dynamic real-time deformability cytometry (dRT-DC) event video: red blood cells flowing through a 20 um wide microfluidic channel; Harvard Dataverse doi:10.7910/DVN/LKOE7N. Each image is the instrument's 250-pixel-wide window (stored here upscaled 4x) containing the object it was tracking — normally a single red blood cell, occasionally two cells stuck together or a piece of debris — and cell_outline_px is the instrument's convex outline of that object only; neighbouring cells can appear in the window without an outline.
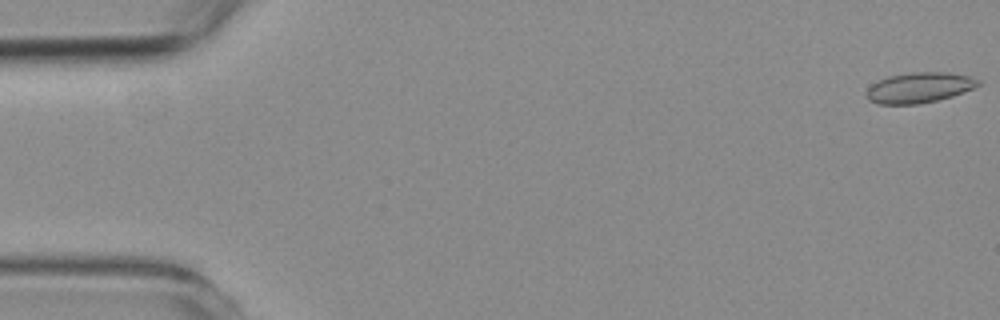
{"species": "common noctule bat (a hibernating species)", "species_latin": "Nyctalus noctula", "temperature_condition": "room temperature", "stored_images_in_passage": 58, "camera_frame_rate_fps": 3000, "um_per_image_px": 0.085, "animal": {"sex": "female", "body_mass_g": 19.3, "forearm_length_mm": 54.1}, "frame": {"image": 1, "passage_image": 1, "time_ms": 0.0, "image_size_px": [1000, 320], "cell_outline_px": [[980, 84], [972, 88], [952, 96], [920, 104], [880, 104], [868, 100], [864, 92], [876, 80], [888, 76], [908, 72], [948, 72], [972, 76], [980, 80]], "centroid_in_image_um": [78.1, 7.43], "position_along_channel_um": 6.9, "area_um2": 20.0}}
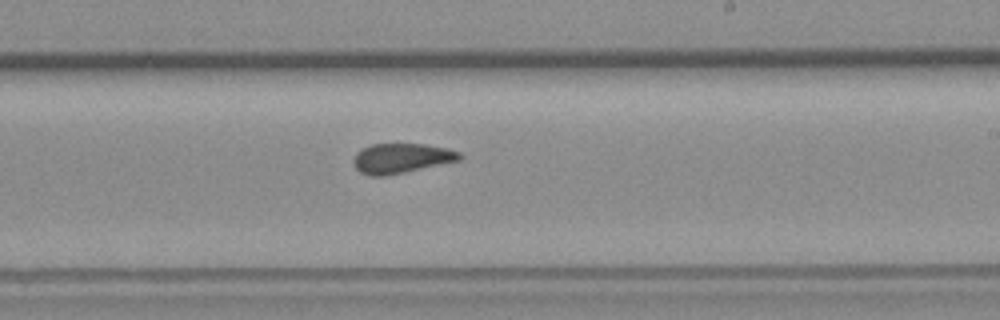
{"frame": {"image": 2, "passage_image": 34, "time_ms": 11.0, "image_size_px": [1000, 320], "cell_outline_px": [[464, 156], [460, 160], [404, 172], [384, 176], [372, 176], [360, 172], [352, 164], [352, 160], [356, 152], [360, 148], [372, 144], [424, 144], [448, 148], [460, 152]], "centroid_in_image_um": [34.09, 13.44], "position_along_channel_um": 254.9, "area_um2": 18.55}}
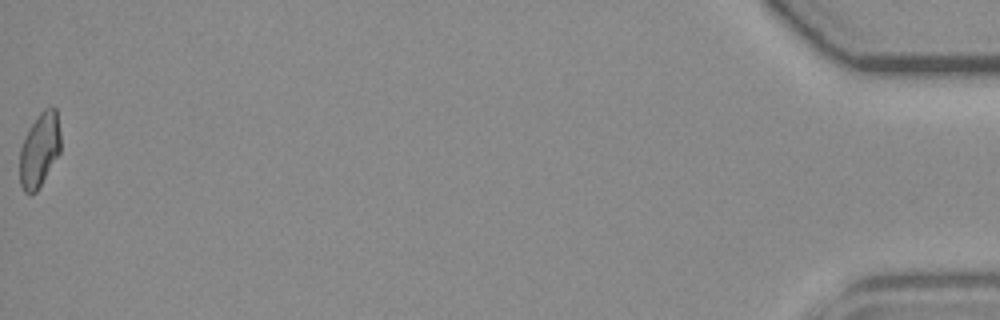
{"frame": {"image": 3, "passage_image": 58, "time_ms": 19.0, "image_size_px": [1000, 320], "cell_outline_px": [[60, 152], [36, 192], [24, 192], [20, 184], [20, 148], [24, 136], [28, 128], [36, 116], [44, 108], [52, 104], [56, 108], [60, 132]], "centroid_in_image_um": [3.36, 12.67], "position_along_channel_um": 431.8, "area_um2": 17.8}, "authors_computed_cell_mechanics": {"area_um2": 18.9006, "velocity_mm_per_s": 3.5569, "shape_relaxation_time_tau1_ms": null, "shape_relaxation_time_tau2_ms": 2.9282, "deformation_change_tau1": null, "deformation_change_tau2": 0.069}}